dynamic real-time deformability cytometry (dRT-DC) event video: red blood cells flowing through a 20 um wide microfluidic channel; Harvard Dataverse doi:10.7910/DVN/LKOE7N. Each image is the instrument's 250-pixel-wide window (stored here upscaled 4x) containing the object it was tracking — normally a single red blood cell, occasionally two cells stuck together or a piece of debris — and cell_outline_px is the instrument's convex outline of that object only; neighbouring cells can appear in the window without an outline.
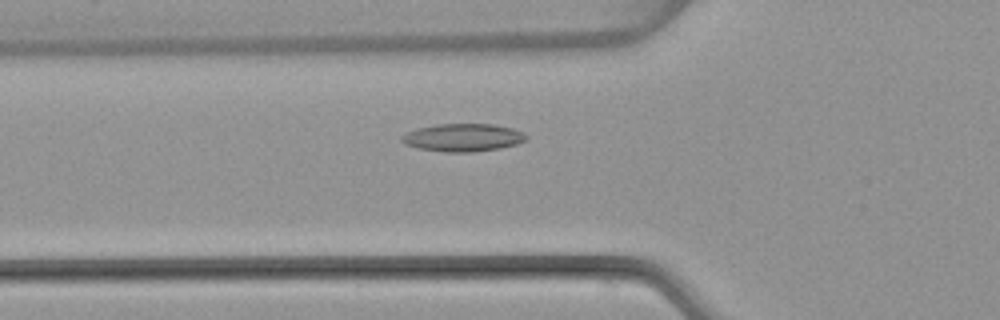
{"species": "common noctule bat (a hibernating species)", "species_latin": "Nyctalus noctula", "temperature_condition": "warm", "stored_images_in_passage": 49, "camera_frame_rate_fps": 3000, "um_per_image_px": 0.085, "animal": {"sex": "female", "body_mass_g": 22.7, "forearm_length_mm": 54.2}, "frame": {"image": 1, "passage_image": 16, "time_ms": 5.0, "image_size_px": [1000, 320], "cell_outline_px": [[528, 136], [524, 140], [516, 144], [500, 148], [472, 152], [444, 152], [420, 148], [404, 144], [400, 140], [400, 136], [416, 128], [436, 124], [492, 124], [512, 128], [524, 132]], "centroid_in_image_um": [39.33, 11.69], "position_along_channel_um": 86.5, "area_um2": 20.17}}
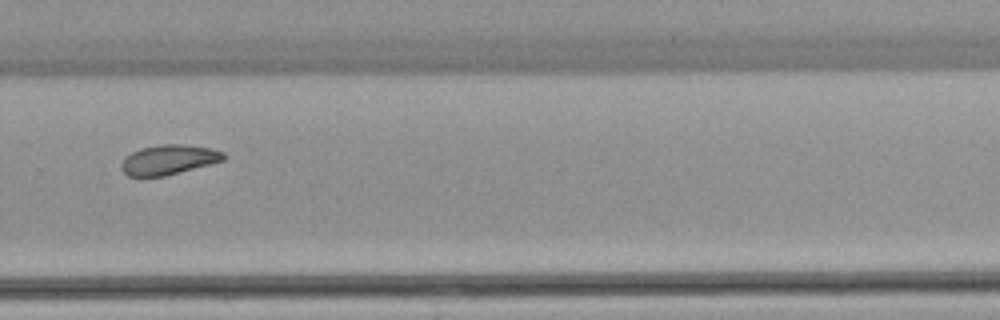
{"frame": {"image": 2, "passage_image": 33, "time_ms": 10.667, "image_size_px": [1000, 320], "cell_outline_px": [[228, 156], [224, 160], [180, 172], [164, 176], [128, 176], [120, 168], [120, 164], [124, 156], [140, 148], [160, 144], [180, 144], [212, 148], [224, 152]], "centroid_in_image_um": [14.33, 13.56], "position_along_channel_um": 315.5, "area_um2": 17.86}}
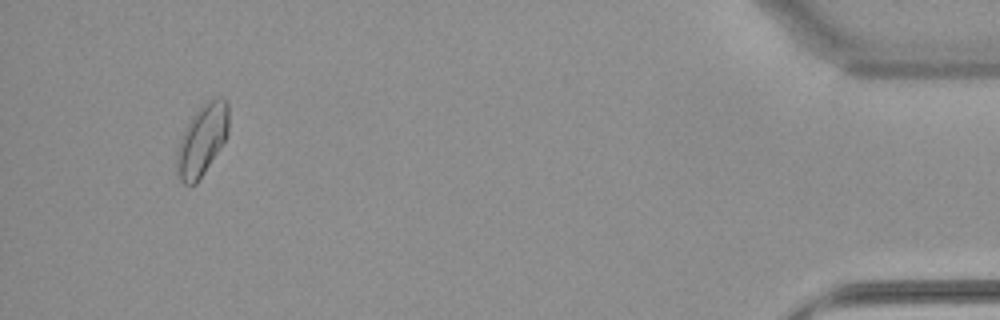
{"frame": {"image": 3, "passage_image": 46, "time_ms": 15.0, "image_size_px": [1000, 320], "cell_outline_px": [[228, 132], [224, 140], [196, 184], [184, 184], [180, 180], [176, 172], [176, 152], [180, 140], [192, 116], [212, 96], [224, 96], [228, 104]], "centroid_in_image_um": [17.17, 11.87], "position_along_channel_um": 418.0, "area_um2": 21.15}}